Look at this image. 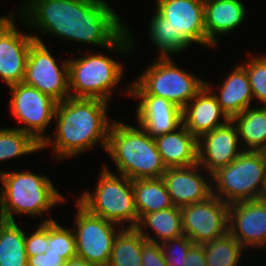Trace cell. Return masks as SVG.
Here are the masks:
<instances>
[{
    "label": "cell",
    "mask_w": 266,
    "mask_h": 266,
    "mask_svg": "<svg viewBox=\"0 0 266 266\" xmlns=\"http://www.w3.org/2000/svg\"><path fill=\"white\" fill-rule=\"evenodd\" d=\"M231 120L247 146L244 150L266 152V107H248Z\"/></svg>",
    "instance_id": "obj_25"
},
{
    "label": "cell",
    "mask_w": 266,
    "mask_h": 266,
    "mask_svg": "<svg viewBox=\"0 0 266 266\" xmlns=\"http://www.w3.org/2000/svg\"><path fill=\"white\" fill-rule=\"evenodd\" d=\"M149 32L150 39L160 50V56L169 57L168 54L180 52L187 48L175 35L174 29L168 24V20L162 17L158 12L152 16Z\"/></svg>",
    "instance_id": "obj_30"
},
{
    "label": "cell",
    "mask_w": 266,
    "mask_h": 266,
    "mask_svg": "<svg viewBox=\"0 0 266 266\" xmlns=\"http://www.w3.org/2000/svg\"><path fill=\"white\" fill-rule=\"evenodd\" d=\"M54 220L49 218L48 220L41 221V225L29 236L25 235V249L27 256H35L38 254H44L48 249L49 244V221Z\"/></svg>",
    "instance_id": "obj_34"
},
{
    "label": "cell",
    "mask_w": 266,
    "mask_h": 266,
    "mask_svg": "<svg viewBox=\"0 0 266 266\" xmlns=\"http://www.w3.org/2000/svg\"><path fill=\"white\" fill-rule=\"evenodd\" d=\"M12 91L10 111L25 125L15 127L30 134L39 144L48 138L43 131L54 119L57 101L24 82L9 86Z\"/></svg>",
    "instance_id": "obj_11"
},
{
    "label": "cell",
    "mask_w": 266,
    "mask_h": 266,
    "mask_svg": "<svg viewBox=\"0 0 266 266\" xmlns=\"http://www.w3.org/2000/svg\"><path fill=\"white\" fill-rule=\"evenodd\" d=\"M228 232L245 248H266V200L229 204Z\"/></svg>",
    "instance_id": "obj_15"
},
{
    "label": "cell",
    "mask_w": 266,
    "mask_h": 266,
    "mask_svg": "<svg viewBox=\"0 0 266 266\" xmlns=\"http://www.w3.org/2000/svg\"><path fill=\"white\" fill-rule=\"evenodd\" d=\"M202 245L206 266H237L244 248L229 232Z\"/></svg>",
    "instance_id": "obj_28"
},
{
    "label": "cell",
    "mask_w": 266,
    "mask_h": 266,
    "mask_svg": "<svg viewBox=\"0 0 266 266\" xmlns=\"http://www.w3.org/2000/svg\"><path fill=\"white\" fill-rule=\"evenodd\" d=\"M109 6L105 0H29L20 15L47 34L127 54L134 40Z\"/></svg>",
    "instance_id": "obj_1"
},
{
    "label": "cell",
    "mask_w": 266,
    "mask_h": 266,
    "mask_svg": "<svg viewBox=\"0 0 266 266\" xmlns=\"http://www.w3.org/2000/svg\"><path fill=\"white\" fill-rule=\"evenodd\" d=\"M155 143L166 168L198 163V139L182 124L175 131L156 136Z\"/></svg>",
    "instance_id": "obj_21"
},
{
    "label": "cell",
    "mask_w": 266,
    "mask_h": 266,
    "mask_svg": "<svg viewBox=\"0 0 266 266\" xmlns=\"http://www.w3.org/2000/svg\"><path fill=\"white\" fill-rule=\"evenodd\" d=\"M245 10L240 0H204L206 46H216L218 33L226 34L242 24Z\"/></svg>",
    "instance_id": "obj_20"
},
{
    "label": "cell",
    "mask_w": 266,
    "mask_h": 266,
    "mask_svg": "<svg viewBox=\"0 0 266 266\" xmlns=\"http://www.w3.org/2000/svg\"><path fill=\"white\" fill-rule=\"evenodd\" d=\"M77 202L93 215L99 216L123 227L135 228L138 223V212L132 180L124 175L113 174L103 167L95 191L82 193Z\"/></svg>",
    "instance_id": "obj_6"
},
{
    "label": "cell",
    "mask_w": 266,
    "mask_h": 266,
    "mask_svg": "<svg viewBox=\"0 0 266 266\" xmlns=\"http://www.w3.org/2000/svg\"><path fill=\"white\" fill-rule=\"evenodd\" d=\"M0 219L15 221L13 213L44 215L64 197L47 176L31 171L0 172Z\"/></svg>",
    "instance_id": "obj_4"
},
{
    "label": "cell",
    "mask_w": 266,
    "mask_h": 266,
    "mask_svg": "<svg viewBox=\"0 0 266 266\" xmlns=\"http://www.w3.org/2000/svg\"><path fill=\"white\" fill-rule=\"evenodd\" d=\"M42 150L30 134L18 128L0 129V162Z\"/></svg>",
    "instance_id": "obj_29"
},
{
    "label": "cell",
    "mask_w": 266,
    "mask_h": 266,
    "mask_svg": "<svg viewBox=\"0 0 266 266\" xmlns=\"http://www.w3.org/2000/svg\"><path fill=\"white\" fill-rule=\"evenodd\" d=\"M167 266H183L189 249L194 243L186 236L160 243Z\"/></svg>",
    "instance_id": "obj_33"
},
{
    "label": "cell",
    "mask_w": 266,
    "mask_h": 266,
    "mask_svg": "<svg viewBox=\"0 0 266 266\" xmlns=\"http://www.w3.org/2000/svg\"><path fill=\"white\" fill-rule=\"evenodd\" d=\"M147 227L151 228L153 234H156L158 241L144 231ZM135 228L146 240L151 242L161 243L168 239L181 237L184 233L180 207L173 206L165 210L144 214L138 220Z\"/></svg>",
    "instance_id": "obj_23"
},
{
    "label": "cell",
    "mask_w": 266,
    "mask_h": 266,
    "mask_svg": "<svg viewBox=\"0 0 266 266\" xmlns=\"http://www.w3.org/2000/svg\"><path fill=\"white\" fill-rule=\"evenodd\" d=\"M219 90L220 94L215 96L230 120L250 107L251 100L254 98L249 77L243 65L235 67Z\"/></svg>",
    "instance_id": "obj_22"
},
{
    "label": "cell",
    "mask_w": 266,
    "mask_h": 266,
    "mask_svg": "<svg viewBox=\"0 0 266 266\" xmlns=\"http://www.w3.org/2000/svg\"><path fill=\"white\" fill-rule=\"evenodd\" d=\"M142 266H167L160 243L143 241Z\"/></svg>",
    "instance_id": "obj_35"
},
{
    "label": "cell",
    "mask_w": 266,
    "mask_h": 266,
    "mask_svg": "<svg viewBox=\"0 0 266 266\" xmlns=\"http://www.w3.org/2000/svg\"><path fill=\"white\" fill-rule=\"evenodd\" d=\"M66 261L54 253L46 251L44 254L28 256V266H63Z\"/></svg>",
    "instance_id": "obj_36"
},
{
    "label": "cell",
    "mask_w": 266,
    "mask_h": 266,
    "mask_svg": "<svg viewBox=\"0 0 266 266\" xmlns=\"http://www.w3.org/2000/svg\"><path fill=\"white\" fill-rule=\"evenodd\" d=\"M32 43L26 62L23 82L47 94L57 102L70 97L68 60L62 61V67L56 63L43 41L32 34Z\"/></svg>",
    "instance_id": "obj_10"
},
{
    "label": "cell",
    "mask_w": 266,
    "mask_h": 266,
    "mask_svg": "<svg viewBox=\"0 0 266 266\" xmlns=\"http://www.w3.org/2000/svg\"><path fill=\"white\" fill-rule=\"evenodd\" d=\"M111 123L106 151L121 175L130 180L160 178L167 170L155 139L142 127L120 121ZM141 128V129H140Z\"/></svg>",
    "instance_id": "obj_3"
},
{
    "label": "cell",
    "mask_w": 266,
    "mask_h": 266,
    "mask_svg": "<svg viewBox=\"0 0 266 266\" xmlns=\"http://www.w3.org/2000/svg\"><path fill=\"white\" fill-rule=\"evenodd\" d=\"M249 77L253 96L266 107V57H251L244 66Z\"/></svg>",
    "instance_id": "obj_32"
},
{
    "label": "cell",
    "mask_w": 266,
    "mask_h": 266,
    "mask_svg": "<svg viewBox=\"0 0 266 266\" xmlns=\"http://www.w3.org/2000/svg\"><path fill=\"white\" fill-rule=\"evenodd\" d=\"M239 141L236 125L232 120L203 134L198 139V164L212 176L221 167L233 162L244 151L238 150Z\"/></svg>",
    "instance_id": "obj_16"
},
{
    "label": "cell",
    "mask_w": 266,
    "mask_h": 266,
    "mask_svg": "<svg viewBox=\"0 0 266 266\" xmlns=\"http://www.w3.org/2000/svg\"><path fill=\"white\" fill-rule=\"evenodd\" d=\"M123 75L119 62L102 54H90L68 60L70 97L97 98L109 102L116 85ZM71 88V89H70ZM114 88V89H113Z\"/></svg>",
    "instance_id": "obj_8"
},
{
    "label": "cell",
    "mask_w": 266,
    "mask_h": 266,
    "mask_svg": "<svg viewBox=\"0 0 266 266\" xmlns=\"http://www.w3.org/2000/svg\"><path fill=\"white\" fill-rule=\"evenodd\" d=\"M210 85L205 82L203 88L182 109V124L197 139L230 120L221 109L215 94L211 92ZM221 116L223 122L220 121Z\"/></svg>",
    "instance_id": "obj_19"
},
{
    "label": "cell",
    "mask_w": 266,
    "mask_h": 266,
    "mask_svg": "<svg viewBox=\"0 0 266 266\" xmlns=\"http://www.w3.org/2000/svg\"><path fill=\"white\" fill-rule=\"evenodd\" d=\"M183 266H206L203 245L194 244L189 249Z\"/></svg>",
    "instance_id": "obj_37"
},
{
    "label": "cell",
    "mask_w": 266,
    "mask_h": 266,
    "mask_svg": "<svg viewBox=\"0 0 266 266\" xmlns=\"http://www.w3.org/2000/svg\"><path fill=\"white\" fill-rule=\"evenodd\" d=\"M132 96L141 99L136 111L137 123L153 138L182 125V109L171 101L154 95Z\"/></svg>",
    "instance_id": "obj_18"
},
{
    "label": "cell",
    "mask_w": 266,
    "mask_h": 266,
    "mask_svg": "<svg viewBox=\"0 0 266 266\" xmlns=\"http://www.w3.org/2000/svg\"><path fill=\"white\" fill-rule=\"evenodd\" d=\"M32 34L16 30L13 15L0 23V77L9 86L23 82Z\"/></svg>",
    "instance_id": "obj_14"
},
{
    "label": "cell",
    "mask_w": 266,
    "mask_h": 266,
    "mask_svg": "<svg viewBox=\"0 0 266 266\" xmlns=\"http://www.w3.org/2000/svg\"><path fill=\"white\" fill-rule=\"evenodd\" d=\"M156 4L157 12L186 47L192 42L206 45L204 0H156Z\"/></svg>",
    "instance_id": "obj_13"
},
{
    "label": "cell",
    "mask_w": 266,
    "mask_h": 266,
    "mask_svg": "<svg viewBox=\"0 0 266 266\" xmlns=\"http://www.w3.org/2000/svg\"><path fill=\"white\" fill-rule=\"evenodd\" d=\"M107 103L97 98L73 97L58 102L54 116L57 119L55 139L49 136L41 149L52 145L53 154L59 159L76 156L98 143L106 150L111 126Z\"/></svg>",
    "instance_id": "obj_2"
},
{
    "label": "cell",
    "mask_w": 266,
    "mask_h": 266,
    "mask_svg": "<svg viewBox=\"0 0 266 266\" xmlns=\"http://www.w3.org/2000/svg\"><path fill=\"white\" fill-rule=\"evenodd\" d=\"M76 204V227L71 229L75 235L77 257L97 266H108L114 241L123 228L117 232L116 223L91 214L78 202Z\"/></svg>",
    "instance_id": "obj_9"
},
{
    "label": "cell",
    "mask_w": 266,
    "mask_h": 266,
    "mask_svg": "<svg viewBox=\"0 0 266 266\" xmlns=\"http://www.w3.org/2000/svg\"><path fill=\"white\" fill-rule=\"evenodd\" d=\"M61 227L55 220L49 221V253L60 255L65 261L77 257L73 229Z\"/></svg>",
    "instance_id": "obj_31"
},
{
    "label": "cell",
    "mask_w": 266,
    "mask_h": 266,
    "mask_svg": "<svg viewBox=\"0 0 266 266\" xmlns=\"http://www.w3.org/2000/svg\"><path fill=\"white\" fill-rule=\"evenodd\" d=\"M264 200H266V188H265V191H264V195L262 197Z\"/></svg>",
    "instance_id": "obj_40"
},
{
    "label": "cell",
    "mask_w": 266,
    "mask_h": 266,
    "mask_svg": "<svg viewBox=\"0 0 266 266\" xmlns=\"http://www.w3.org/2000/svg\"><path fill=\"white\" fill-rule=\"evenodd\" d=\"M204 85L205 81L175 65L170 57H159L143 71L127 94L162 97L183 109Z\"/></svg>",
    "instance_id": "obj_7"
},
{
    "label": "cell",
    "mask_w": 266,
    "mask_h": 266,
    "mask_svg": "<svg viewBox=\"0 0 266 266\" xmlns=\"http://www.w3.org/2000/svg\"><path fill=\"white\" fill-rule=\"evenodd\" d=\"M7 16H0V23L6 18Z\"/></svg>",
    "instance_id": "obj_39"
},
{
    "label": "cell",
    "mask_w": 266,
    "mask_h": 266,
    "mask_svg": "<svg viewBox=\"0 0 266 266\" xmlns=\"http://www.w3.org/2000/svg\"><path fill=\"white\" fill-rule=\"evenodd\" d=\"M0 266H28L25 232L15 221L0 219Z\"/></svg>",
    "instance_id": "obj_26"
},
{
    "label": "cell",
    "mask_w": 266,
    "mask_h": 266,
    "mask_svg": "<svg viewBox=\"0 0 266 266\" xmlns=\"http://www.w3.org/2000/svg\"><path fill=\"white\" fill-rule=\"evenodd\" d=\"M144 240L136 228L124 227L114 241L108 266H142Z\"/></svg>",
    "instance_id": "obj_27"
},
{
    "label": "cell",
    "mask_w": 266,
    "mask_h": 266,
    "mask_svg": "<svg viewBox=\"0 0 266 266\" xmlns=\"http://www.w3.org/2000/svg\"><path fill=\"white\" fill-rule=\"evenodd\" d=\"M200 165L167 168L162 180L174 206L202 202L212 196V187L203 174L199 173ZM197 171V172H196Z\"/></svg>",
    "instance_id": "obj_17"
},
{
    "label": "cell",
    "mask_w": 266,
    "mask_h": 266,
    "mask_svg": "<svg viewBox=\"0 0 266 266\" xmlns=\"http://www.w3.org/2000/svg\"><path fill=\"white\" fill-rule=\"evenodd\" d=\"M212 179L218 189L212 188V194L227 204L261 199L266 188V152L244 150Z\"/></svg>",
    "instance_id": "obj_5"
},
{
    "label": "cell",
    "mask_w": 266,
    "mask_h": 266,
    "mask_svg": "<svg viewBox=\"0 0 266 266\" xmlns=\"http://www.w3.org/2000/svg\"><path fill=\"white\" fill-rule=\"evenodd\" d=\"M138 220L144 215L173 207L162 177L132 180Z\"/></svg>",
    "instance_id": "obj_24"
},
{
    "label": "cell",
    "mask_w": 266,
    "mask_h": 266,
    "mask_svg": "<svg viewBox=\"0 0 266 266\" xmlns=\"http://www.w3.org/2000/svg\"><path fill=\"white\" fill-rule=\"evenodd\" d=\"M63 266H97V265L89 263L84 259L75 257L73 259L66 261Z\"/></svg>",
    "instance_id": "obj_38"
},
{
    "label": "cell",
    "mask_w": 266,
    "mask_h": 266,
    "mask_svg": "<svg viewBox=\"0 0 266 266\" xmlns=\"http://www.w3.org/2000/svg\"><path fill=\"white\" fill-rule=\"evenodd\" d=\"M180 210L183 233L194 244L202 245L228 233L229 204L214 195Z\"/></svg>",
    "instance_id": "obj_12"
}]
</instances>
